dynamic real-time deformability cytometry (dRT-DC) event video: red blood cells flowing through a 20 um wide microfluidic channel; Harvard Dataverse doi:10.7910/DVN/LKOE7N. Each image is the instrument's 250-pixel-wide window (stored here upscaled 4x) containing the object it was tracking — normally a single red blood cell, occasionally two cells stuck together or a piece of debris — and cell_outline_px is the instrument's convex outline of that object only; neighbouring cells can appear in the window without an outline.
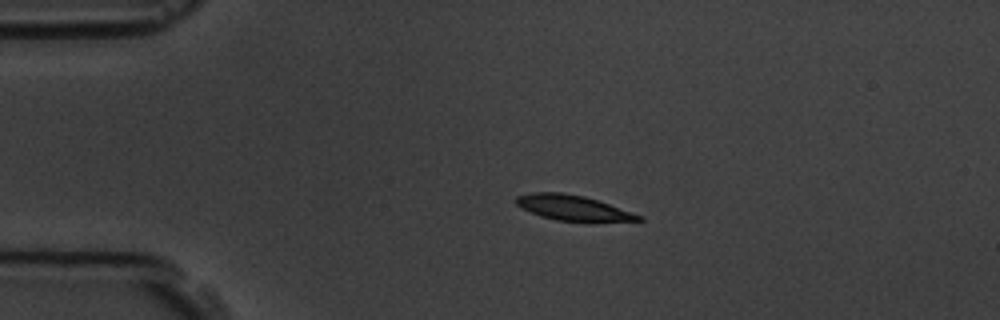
{"species": "common noctule bat (a hibernating species)", "species_latin": "Nyctalus noctula", "temperature_condition": "room temperature", "stored_images_in_passage": 3, "camera_frame_rate_fps": 3000, "um_per_image_px": 0.085, "animal": {"sex": "male", "body_mass_g": 19.5, "forearm_length_mm": 54.6}, "frame": {"image": 1, "passage_image": 2, "time_ms": 2.0, "image_size_px": [1000, 320], "cell_outline_px": [[644, 220], [592, 224], [556, 220], [540, 216], [516, 204], [512, 200], [516, 196], [532, 192], [560, 192], [584, 196], [644, 216]], "centroid_in_image_um": [48.76, 17.71], "position_along_channel_um": 36.2, "area_um2": 18.67}}